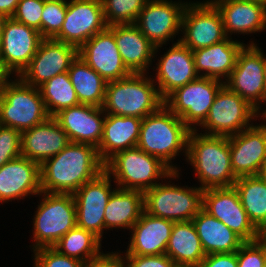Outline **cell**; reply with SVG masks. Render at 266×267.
Instances as JSON below:
<instances>
[{"mask_svg": "<svg viewBox=\"0 0 266 267\" xmlns=\"http://www.w3.org/2000/svg\"><path fill=\"white\" fill-rule=\"evenodd\" d=\"M233 186L250 221L260 232L266 229V181L259 175L243 176Z\"/></svg>", "mask_w": 266, "mask_h": 267, "instance_id": "836d02e7", "label": "cell"}, {"mask_svg": "<svg viewBox=\"0 0 266 267\" xmlns=\"http://www.w3.org/2000/svg\"><path fill=\"white\" fill-rule=\"evenodd\" d=\"M43 39L38 30L12 17L7 18L0 40V62L4 69L18 77L36 54Z\"/></svg>", "mask_w": 266, "mask_h": 267, "instance_id": "5bb4252c", "label": "cell"}, {"mask_svg": "<svg viewBox=\"0 0 266 267\" xmlns=\"http://www.w3.org/2000/svg\"><path fill=\"white\" fill-rule=\"evenodd\" d=\"M78 48L55 39H43L28 66L18 76L24 83L40 87L54 76L68 72Z\"/></svg>", "mask_w": 266, "mask_h": 267, "instance_id": "2e32d148", "label": "cell"}, {"mask_svg": "<svg viewBox=\"0 0 266 267\" xmlns=\"http://www.w3.org/2000/svg\"><path fill=\"white\" fill-rule=\"evenodd\" d=\"M186 157L195 169L202 190L232 187L237 180L231 167L227 136L199 134L196 129L190 130Z\"/></svg>", "mask_w": 266, "mask_h": 267, "instance_id": "7a4b0ae2", "label": "cell"}, {"mask_svg": "<svg viewBox=\"0 0 266 267\" xmlns=\"http://www.w3.org/2000/svg\"><path fill=\"white\" fill-rule=\"evenodd\" d=\"M259 176L266 181V159L263 162L262 168L260 170Z\"/></svg>", "mask_w": 266, "mask_h": 267, "instance_id": "c3c4849f", "label": "cell"}, {"mask_svg": "<svg viewBox=\"0 0 266 267\" xmlns=\"http://www.w3.org/2000/svg\"><path fill=\"white\" fill-rule=\"evenodd\" d=\"M202 208L223 222L244 242L260 239L261 232L250 221L234 186L204 189Z\"/></svg>", "mask_w": 266, "mask_h": 267, "instance_id": "4fadbf2b", "label": "cell"}, {"mask_svg": "<svg viewBox=\"0 0 266 267\" xmlns=\"http://www.w3.org/2000/svg\"><path fill=\"white\" fill-rule=\"evenodd\" d=\"M19 0H0V13L7 18L12 17L16 11Z\"/></svg>", "mask_w": 266, "mask_h": 267, "instance_id": "bcb514c9", "label": "cell"}, {"mask_svg": "<svg viewBox=\"0 0 266 267\" xmlns=\"http://www.w3.org/2000/svg\"><path fill=\"white\" fill-rule=\"evenodd\" d=\"M253 41L240 50L236 65L224 84L258 112L266 101L264 53ZM260 109V110H259Z\"/></svg>", "mask_w": 266, "mask_h": 267, "instance_id": "8fae6325", "label": "cell"}, {"mask_svg": "<svg viewBox=\"0 0 266 267\" xmlns=\"http://www.w3.org/2000/svg\"><path fill=\"white\" fill-rule=\"evenodd\" d=\"M101 241L91 231L76 226L61 237L53 248L60 254L86 262L101 254Z\"/></svg>", "mask_w": 266, "mask_h": 267, "instance_id": "e575fe53", "label": "cell"}, {"mask_svg": "<svg viewBox=\"0 0 266 267\" xmlns=\"http://www.w3.org/2000/svg\"><path fill=\"white\" fill-rule=\"evenodd\" d=\"M6 19H7V17L0 13V40H1V36H2L3 25H4V22Z\"/></svg>", "mask_w": 266, "mask_h": 267, "instance_id": "681fc988", "label": "cell"}, {"mask_svg": "<svg viewBox=\"0 0 266 267\" xmlns=\"http://www.w3.org/2000/svg\"><path fill=\"white\" fill-rule=\"evenodd\" d=\"M123 259H125L123 260L124 267H178L166 254L148 256L123 255Z\"/></svg>", "mask_w": 266, "mask_h": 267, "instance_id": "7bdbcfd3", "label": "cell"}, {"mask_svg": "<svg viewBox=\"0 0 266 267\" xmlns=\"http://www.w3.org/2000/svg\"><path fill=\"white\" fill-rule=\"evenodd\" d=\"M238 267H264L266 262V244L260 238L244 242L237 250Z\"/></svg>", "mask_w": 266, "mask_h": 267, "instance_id": "f35d334b", "label": "cell"}, {"mask_svg": "<svg viewBox=\"0 0 266 267\" xmlns=\"http://www.w3.org/2000/svg\"><path fill=\"white\" fill-rule=\"evenodd\" d=\"M114 37L127 69L131 73H145L149 64H152L158 47H155L135 24H114Z\"/></svg>", "mask_w": 266, "mask_h": 267, "instance_id": "4316f807", "label": "cell"}, {"mask_svg": "<svg viewBox=\"0 0 266 267\" xmlns=\"http://www.w3.org/2000/svg\"><path fill=\"white\" fill-rule=\"evenodd\" d=\"M78 56L106 82L131 74L124 65L114 37V25L107 26L78 49Z\"/></svg>", "mask_w": 266, "mask_h": 267, "instance_id": "d6986e66", "label": "cell"}, {"mask_svg": "<svg viewBox=\"0 0 266 267\" xmlns=\"http://www.w3.org/2000/svg\"><path fill=\"white\" fill-rule=\"evenodd\" d=\"M33 267H83L84 262L60 254L53 247H43L34 250Z\"/></svg>", "mask_w": 266, "mask_h": 267, "instance_id": "60d3db41", "label": "cell"}, {"mask_svg": "<svg viewBox=\"0 0 266 267\" xmlns=\"http://www.w3.org/2000/svg\"><path fill=\"white\" fill-rule=\"evenodd\" d=\"M104 113L102 107L78 104L59 111L53 118L67 133L70 142L91 144L97 148L103 136Z\"/></svg>", "mask_w": 266, "mask_h": 267, "instance_id": "44dd1931", "label": "cell"}, {"mask_svg": "<svg viewBox=\"0 0 266 267\" xmlns=\"http://www.w3.org/2000/svg\"><path fill=\"white\" fill-rule=\"evenodd\" d=\"M260 238L263 240V242L266 244V229L261 231Z\"/></svg>", "mask_w": 266, "mask_h": 267, "instance_id": "f907efd6", "label": "cell"}, {"mask_svg": "<svg viewBox=\"0 0 266 267\" xmlns=\"http://www.w3.org/2000/svg\"><path fill=\"white\" fill-rule=\"evenodd\" d=\"M223 85L222 80L199 76L170 93L164 99V105L194 130L207 118L214 98Z\"/></svg>", "mask_w": 266, "mask_h": 267, "instance_id": "9c48e42d", "label": "cell"}, {"mask_svg": "<svg viewBox=\"0 0 266 267\" xmlns=\"http://www.w3.org/2000/svg\"><path fill=\"white\" fill-rule=\"evenodd\" d=\"M198 267H238L237 251L208 254Z\"/></svg>", "mask_w": 266, "mask_h": 267, "instance_id": "ee69618b", "label": "cell"}, {"mask_svg": "<svg viewBox=\"0 0 266 267\" xmlns=\"http://www.w3.org/2000/svg\"><path fill=\"white\" fill-rule=\"evenodd\" d=\"M221 14L225 33L251 34L266 29V5L246 0H211Z\"/></svg>", "mask_w": 266, "mask_h": 267, "instance_id": "484cf974", "label": "cell"}, {"mask_svg": "<svg viewBox=\"0 0 266 267\" xmlns=\"http://www.w3.org/2000/svg\"><path fill=\"white\" fill-rule=\"evenodd\" d=\"M40 165L20 156L0 167V202L39 195Z\"/></svg>", "mask_w": 266, "mask_h": 267, "instance_id": "603a6c76", "label": "cell"}, {"mask_svg": "<svg viewBox=\"0 0 266 267\" xmlns=\"http://www.w3.org/2000/svg\"><path fill=\"white\" fill-rule=\"evenodd\" d=\"M181 31L184 35L178 40L192 51L228 38L221 14L210 0L187 4L182 16Z\"/></svg>", "mask_w": 266, "mask_h": 267, "instance_id": "7c38bea8", "label": "cell"}, {"mask_svg": "<svg viewBox=\"0 0 266 267\" xmlns=\"http://www.w3.org/2000/svg\"><path fill=\"white\" fill-rule=\"evenodd\" d=\"M44 195L33 219V251L53 247L69 230L77 226L73 194L41 192Z\"/></svg>", "mask_w": 266, "mask_h": 267, "instance_id": "52a82bcc", "label": "cell"}, {"mask_svg": "<svg viewBox=\"0 0 266 267\" xmlns=\"http://www.w3.org/2000/svg\"><path fill=\"white\" fill-rule=\"evenodd\" d=\"M260 113L225 84L217 92L209 114L200 125L206 135L231 136L251 127ZM208 129V130H206ZM208 132V133H207Z\"/></svg>", "mask_w": 266, "mask_h": 267, "instance_id": "30bf717a", "label": "cell"}, {"mask_svg": "<svg viewBox=\"0 0 266 267\" xmlns=\"http://www.w3.org/2000/svg\"><path fill=\"white\" fill-rule=\"evenodd\" d=\"M190 130L180 117L163 105L142 120L137 147L159 158L175 172L179 169L172 165L171 160L182 150H185L186 157Z\"/></svg>", "mask_w": 266, "mask_h": 267, "instance_id": "277c9868", "label": "cell"}, {"mask_svg": "<svg viewBox=\"0 0 266 267\" xmlns=\"http://www.w3.org/2000/svg\"><path fill=\"white\" fill-rule=\"evenodd\" d=\"M165 254L178 267L199 266L206 254L192 220L174 222Z\"/></svg>", "mask_w": 266, "mask_h": 267, "instance_id": "1f68e13d", "label": "cell"}, {"mask_svg": "<svg viewBox=\"0 0 266 267\" xmlns=\"http://www.w3.org/2000/svg\"><path fill=\"white\" fill-rule=\"evenodd\" d=\"M146 73H131L125 78L106 84L102 109L105 114L144 119L163 105L156 84ZM155 84V85H154Z\"/></svg>", "mask_w": 266, "mask_h": 267, "instance_id": "3957f363", "label": "cell"}, {"mask_svg": "<svg viewBox=\"0 0 266 267\" xmlns=\"http://www.w3.org/2000/svg\"><path fill=\"white\" fill-rule=\"evenodd\" d=\"M158 61L155 77L158 86L156 87L163 99L175 89L199 77L195 69L192 50L179 40Z\"/></svg>", "mask_w": 266, "mask_h": 267, "instance_id": "7402d4cb", "label": "cell"}, {"mask_svg": "<svg viewBox=\"0 0 266 267\" xmlns=\"http://www.w3.org/2000/svg\"><path fill=\"white\" fill-rule=\"evenodd\" d=\"M111 175L105 170L91 181L85 182L74 194L77 227L91 231L102 239L105 230L104 212L114 189Z\"/></svg>", "mask_w": 266, "mask_h": 267, "instance_id": "9a60e30c", "label": "cell"}, {"mask_svg": "<svg viewBox=\"0 0 266 267\" xmlns=\"http://www.w3.org/2000/svg\"><path fill=\"white\" fill-rule=\"evenodd\" d=\"M123 257L120 253H101L95 258L84 262L83 267H124Z\"/></svg>", "mask_w": 266, "mask_h": 267, "instance_id": "f6af8a7d", "label": "cell"}, {"mask_svg": "<svg viewBox=\"0 0 266 267\" xmlns=\"http://www.w3.org/2000/svg\"><path fill=\"white\" fill-rule=\"evenodd\" d=\"M174 221L143 212L130 229L132 236L126 255L148 256L165 254Z\"/></svg>", "mask_w": 266, "mask_h": 267, "instance_id": "d4e9b609", "label": "cell"}, {"mask_svg": "<svg viewBox=\"0 0 266 267\" xmlns=\"http://www.w3.org/2000/svg\"><path fill=\"white\" fill-rule=\"evenodd\" d=\"M21 156V132L0 124V167Z\"/></svg>", "mask_w": 266, "mask_h": 267, "instance_id": "ab89813d", "label": "cell"}, {"mask_svg": "<svg viewBox=\"0 0 266 267\" xmlns=\"http://www.w3.org/2000/svg\"><path fill=\"white\" fill-rule=\"evenodd\" d=\"M263 111H264L263 113L260 112V114H262V115H261V118L263 117V118L266 119V110H263Z\"/></svg>", "mask_w": 266, "mask_h": 267, "instance_id": "db71d44e", "label": "cell"}, {"mask_svg": "<svg viewBox=\"0 0 266 267\" xmlns=\"http://www.w3.org/2000/svg\"><path fill=\"white\" fill-rule=\"evenodd\" d=\"M80 104L102 107L107 82L79 56L68 70Z\"/></svg>", "mask_w": 266, "mask_h": 267, "instance_id": "d6a6232c", "label": "cell"}, {"mask_svg": "<svg viewBox=\"0 0 266 267\" xmlns=\"http://www.w3.org/2000/svg\"><path fill=\"white\" fill-rule=\"evenodd\" d=\"M231 167L234 175H259L266 159V124L252 125L229 136Z\"/></svg>", "mask_w": 266, "mask_h": 267, "instance_id": "ffe728a7", "label": "cell"}, {"mask_svg": "<svg viewBox=\"0 0 266 267\" xmlns=\"http://www.w3.org/2000/svg\"><path fill=\"white\" fill-rule=\"evenodd\" d=\"M38 88L50 117L65 108L80 104L68 72L54 76Z\"/></svg>", "mask_w": 266, "mask_h": 267, "instance_id": "d590c367", "label": "cell"}, {"mask_svg": "<svg viewBox=\"0 0 266 267\" xmlns=\"http://www.w3.org/2000/svg\"><path fill=\"white\" fill-rule=\"evenodd\" d=\"M66 11V0H44L41 14V35L44 39H53L60 32Z\"/></svg>", "mask_w": 266, "mask_h": 267, "instance_id": "74e56055", "label": "cell"}, {"mask_svg": "<svg viewBox=\"0 0 266 267\" xmlns=\"http://www.w3.org/2000/svg\"><path fill=\"white\" fill-rule=\"evenodd\" d=\"M39 88L19 77L8 80L0 95V124L23 132L49 118Z\"/></svg>", "mask_w": 266, "mask_h": 267, "instance_id": "8992f818", "label": "cell"}, {"mask_svg": "<svg viewBox=\"0 0 266 267\" xmlns=\"http://www.w3.org/2000/svg\"><path fill=\"white\" fill-rule=\"evenodd\" d=\"M10 74L4 69L0 62V95L4 88L5 83L9 80Z\"/></svg>", "mask_w": 266, "mask_h": 267, "instance_id": "7dc6e473", "label": "cell"}, {"mask_svg": "<svg viewBox=\"0 0 266 267\" xmlns=\"http://www.w3.org/2000/svg\"><path fill=\"white\" fill-rule=\"evenodd\" d=\"M70 143L67 133L49 117L43 123L21 132V156L41 165Z\"/></svg>", "mask_w": 266, "mask_h": 267, "instance_id": "cb8c5ba5", "label": "cell"}, {"mask_svg": "<svg viewBox=\"0 0 266 267\" xmlns=\"http://www.w3.org/2000/svg\"><path fill=\"white\" fill-rule=\"evenodd\" d=\"M264 75H265V83H266V55H264Z\"/></svg>", "mask_w": 266, "mask_h": 267, "instance_id": "f5cc1de1", "label": "cell"}, {"mask_svg": "<svg viewBox=\"0 0 266 267\" xmlns=\"http://www.w3.org/2000/svg\"><path fill=\"white\" fill-rule=\"evenodd\" d=\"M107 26L135 24L139 13L148 0H101Z\"/></svg>", "mask_w": 266, "mask_h": 267, "instance_id": "8d00e7d4", "label": "cell"}, {"mask_svg": "<svg viewBox=\"0 0 266 267\" xmlns=\"http://www.w3.org/2000/svg\"><path fill=\"white\" fill-rule=\"evenodd\" d=\"M105 170L94 145L70 142L40 165L41 192L74 194Z\"/></svg>", "mask_w": 266, "mask_h": 267, "instance_id": "6da1fadb", "label": "cell"}, {"mask_svg": "<svg viewBox=\"0 0 266 267\" xmlns=\"http://www.w3.org/2000/svg\"><path fill=\"white\" fill-rule=\"evenodd\" d=\"M244 45L243 42L240 43L228 37L220 43L192 51L197 74L218 80L222 77L225 80L228 79ZM201 71L205 72L200 74Z\"/></svg>", "mask_w": 266, "mask_h": 267, "instance_id": "f1b7e54d", "label": "cell"}, {"mask_svg": "<svg viewBox=\"0 0 266 267\" xmlns=\"http://www.w3.org/2000/svg\"><path fill=\"white\" fill-rule=\"evenodd\" d=\"M187 4L168 0H148L135 25L155 47H162L181 30L182 16Z\"/></svg>", "mask_w": 266, "mask_h": 267, "instance_id": "ac0fdd59", "label": "cell"}, {"mask_svg": "<svg viewBox=\"0 0 266 267\" xmlns=\"http://www.w3.org/2000/svg\"><path fill=\"white\" fill-rule=\"evenodd\" d=\"M143 212L144 196L142 191L116 187L105 207V229H131Z\"/></svg>", "mask_w": 266, "mask_h": 267, "instance_id": "4dcf8cb0", "label": "cell"}, {"mask_svg": "<svg viewBox=\"0 0 266 267\" xmlns=\"http://www.w3.org/2000/svg\"><path fill=\"white\" fill-rule=\"evenodd\" d=\"M142 120L137 117L105 115L103 136L97 147L104 163L120 151L137 147Z\"/></svg>", "mask_w": 266, "mask_h": 267, "instance_id": "83f0119b", "label": "cell"}, {"mask_svg": "<svg viewBox=\"0 0 266 267\" xmlns=\"http://www.w3.org/2000/svg\"><path fill=\"white\" fill-rule=\"evenodd\" d=\"M192 223L206 255L232 253L237 251L244 243L234 231L211 216L203 208L193 217Z\"/></svg>", "mask_w": 266, "mask_h": 267, "instance_id": "f546056e", "label": "cell"}, {"mask_svg": "<svg viewBox=\"0 0 266 267\" xmlns=\"http://www.w3.org/2000/svg\"><path fill=\"white\" fill-rule=\"evenodd\" d=\"M43 7L44 0H19L12 18L41 33V14Z\"/></svg>", "mask_w": 266, "mask_h": 267, "instance_id": "b9f144b4", "label": "cell"}, {"mask_svg": "<svg viewBox=\"0 0 266 267\" xmlns=\"http://www.w3.org/2000/svg\"><path fill=\"white\" fill-rule=\"evenodd\" d=\"M200 187H180L158 183L143 192L144 211L174 222L190 221L202 208Z\"/></svg>", "mask_w": 266, "mask_h": 267, "instance_id": "ba28073f", "label": "cell"}, {"mask_svg": "<svg viewBox=\"0 0 266 267\" xmlns=\"http://www.w3.org/2000/svg\"><path fill=\"white\" fill-rule=\"evenodd\" d=\"M246 1H250V2H256V3H262L266 5V0H246Z\"/></svg>", "mask_w": 266, "mask_h": 267, "instance_id": "816d5d0a", "label": "cell"}, {"mask_svg": "<svg viewBox=\"0 0 266 267\" xmlns=\"http://www.w3.org/2000/svg\"><path fill=\"white\" fill-rule=\"evenodd\" d=\"M105 171L112 174L118 188L142 192L157 185L160 178L179 177L178 171L138 147L116 153L105 163Z\"/></svg>", "mask_w": 266, "mask_h": 267, "instance_id": "5b68a950", "label": "cell"}, {"mask_svg": "<svg viewBox=\"0 0 266 267\" xmlns=\"http://www.w3.org/2000/svg\"><path fill=\"white\" fill-rule=\"evenodd\" d=\"M107 27L101 0H71L60 32L53 38L78 49Z\"/></svg>", "mask_w": 266, "mask_h": 267, "instance_id": "e0dca14e", "label": "cell"}]
</instances>
